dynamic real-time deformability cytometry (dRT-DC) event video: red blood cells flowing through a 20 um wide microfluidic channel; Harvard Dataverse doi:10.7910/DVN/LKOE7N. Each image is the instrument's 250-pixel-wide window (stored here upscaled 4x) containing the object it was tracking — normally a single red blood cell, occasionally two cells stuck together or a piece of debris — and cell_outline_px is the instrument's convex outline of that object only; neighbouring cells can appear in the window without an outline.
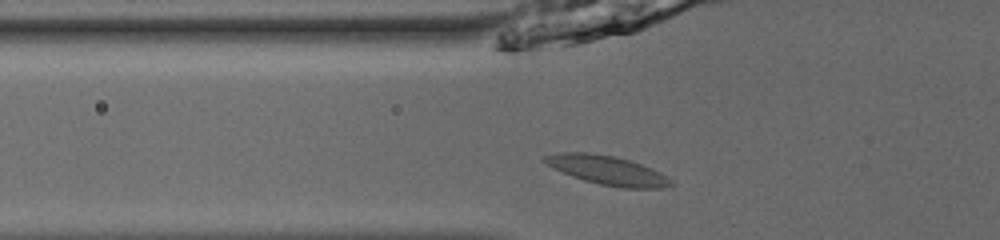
{"species": "common noctule bat (a hibernating species)", "species_latin": "Nyctalus noctula", "temperature_condition": "room temperature", "stored_images_in_passage": 36, "camera_frame_rate_fps": 3000, "um_per_image_px": 0.085, "animal": {"sex": "male", "body_mass_g": 13.0, "forearm_length_mm": 53.1}, "frame": {"image": 1, "passage_image": 3, "time_ms": 0.667, "image_size_px": [1000, 240], "cell_outline_px": [[676, 184], [664, 188], [624, 188], [600, 184], [584, 180], [572, 176], [548, 164], [544, 160], [544, 156], [560, 152], [592, 152], [616, 156], [652, 168], [660, 172], [672, 180]], "centroid_in_image_um": [51.7, 14.47], "position_along_channel_um": 74.1, "area_um2": 21.21}}
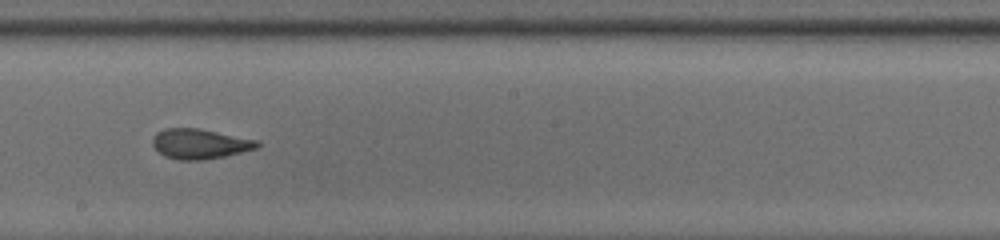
{"frame": {"image": 2, "passage_image": 15, "time_ms": 4.667, "image_size_px": [1000, 240], "cell_outline_px": [[260, 144], [256, 148], [224, 156], [204, 160], [180, 160], [164, 156], [152, 144], [152, 136], [156, 132], [164, 128], [200, 128], [260, 140]], "centroid_in_image_um": [16.98, 12.21], "position_along_channel_um": 231.2, "area_um2": 18.44}}
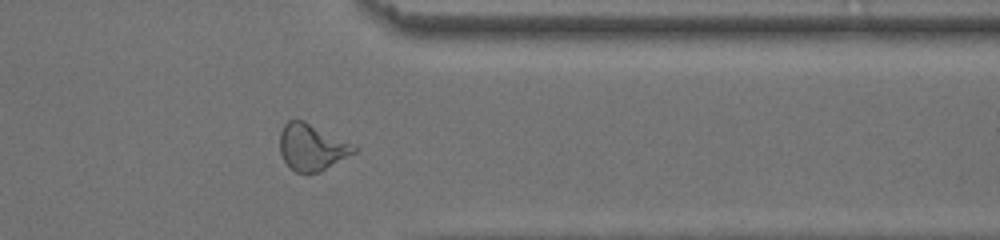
{"frame": {"image": 3, "passage_image": 27, "time_ms": 8.667, "image_size_px": [1000, 240], "cell_outline_px": [[356, 152], [320, 172], [296, 172], [284, 160], [280, 152], [280, 132], [284, 124], [288, 120], [304, 120], [356, 144]], "centroid_in_image_um": [26.53, 12.48], "position_along_channel_um": 384.9, "area_um2": 20.17}, "authors_computed_cell_mechanics": {"area_um2": 18.785, "velocity_mm_per_s": 3.9037, "shape_relaxation_time_tau1_ms": 5.7371, "shape_relaxation_time_tau2_ms": 1.5918, "deformation_change_tau1": 0.192, "deformation_change_tau2": 0.0953}}